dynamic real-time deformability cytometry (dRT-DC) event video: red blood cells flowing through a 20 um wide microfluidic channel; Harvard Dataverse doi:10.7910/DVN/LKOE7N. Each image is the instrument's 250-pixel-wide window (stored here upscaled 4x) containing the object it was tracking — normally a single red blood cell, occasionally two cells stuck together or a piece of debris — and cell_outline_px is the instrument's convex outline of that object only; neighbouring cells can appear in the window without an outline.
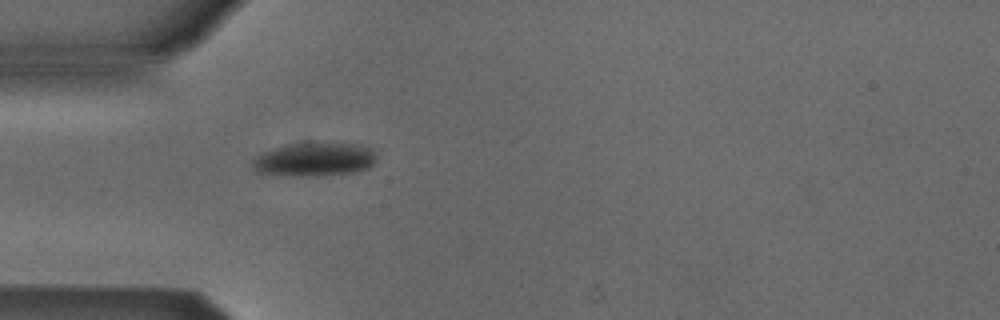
{"species": "Egyptian fruit bat (a non-hibernating species)", "species_latin": "Rousettus aegyptiacus", "temperature_condition": "cold", "stored_images_in_passage": 10, "camera_frame_rate_fps": 3000, "um_per_image_px": 0.085, "animal": {"sex": "male"}, "frame": {"image": 1, "passage_image": 1, "time_ms": 0.0, "image_size_px": [1000, 320], "cell_outline_px": [[376, 156], [372, 164], [368, 168], [352, 172], [316, 176], [292, 176], [256, 172], [252, 168], [252, 160], [260, 152], [272, 148], [288, 144], [352, 144], [372, 148]], "centroid_in_image_um": [26.65, 13.57], "position_along_channel_um": 58.3, "area_um2": 24.04}}
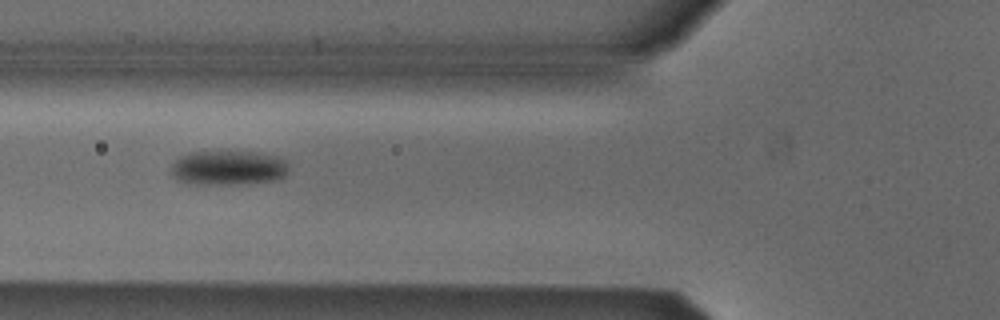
{"frame": {"image": 2, "passage_image": 5, "time_ms": 1.333, "image_size_px": [1000, 320], "cell_outline_px": [[288, 172], [284, 176], [272, 180], [232, 184], [196, 184], [180, 180], [172, 172], [172, 164], [180, 156], [188, 152], [260, 152], [280, 156], [288, 160]], "centroid_in_image_um": [19.47, 14.24], "position_along_channel_um": 106.3, "area_um2": 23.52}}